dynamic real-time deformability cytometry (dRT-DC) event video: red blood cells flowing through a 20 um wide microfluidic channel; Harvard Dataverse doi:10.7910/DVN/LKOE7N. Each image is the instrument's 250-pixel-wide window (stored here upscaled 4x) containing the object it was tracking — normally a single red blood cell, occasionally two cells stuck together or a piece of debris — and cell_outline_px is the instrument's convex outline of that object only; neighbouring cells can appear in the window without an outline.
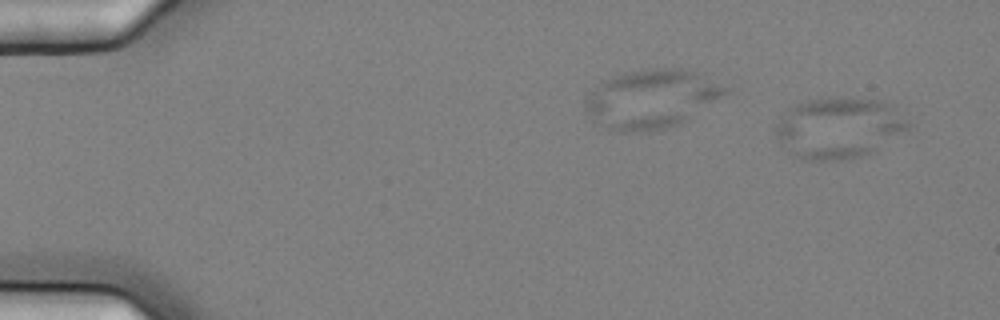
{"species": "common noctule bat (a hibernating species)", "species_latin": "Nyctalus noctula", "temperature_condition": "cold", "stored_images_in_passage": 5, "camera_frame_rate_fps": 3000, "um_per_image_px": 0.085, "animal": {"sex": "female", "body_mass_g": 25.1}, "frame": {"image": 1, "passage_image": 1, "time_ms": 0.0, "image_size_px": [1000, 320], "cell_outline_px": [[912, 124], [908, 128], [868, 152], [860, 156], [844, 160], [808, 160], [788, 152], [772, 132], [780, 116], [788, 108], [796, 104], [808, 100], [884, 100], [896, 104]], "centroid_in_image_um": [71.27, 10.87], "position_along_channel_um": 13.7, "area_um2": 46.3}}